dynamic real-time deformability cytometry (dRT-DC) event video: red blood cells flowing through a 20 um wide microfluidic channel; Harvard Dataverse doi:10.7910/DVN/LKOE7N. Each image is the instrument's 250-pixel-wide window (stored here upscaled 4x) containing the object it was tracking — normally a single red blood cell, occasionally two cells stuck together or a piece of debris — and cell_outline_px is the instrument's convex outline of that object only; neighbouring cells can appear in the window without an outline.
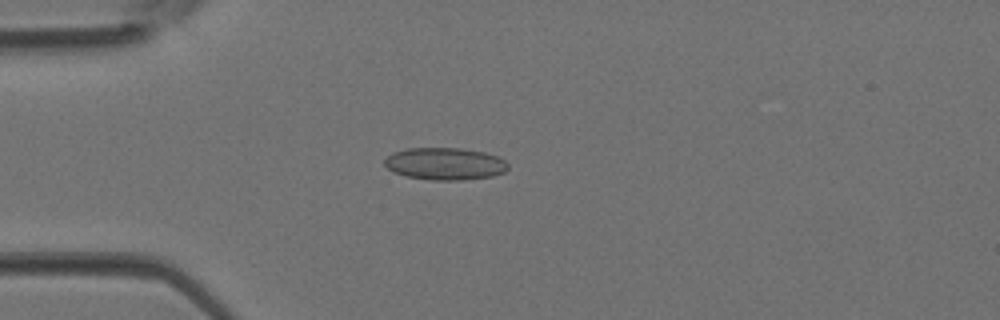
{"species": "Egyptian fruit bat (a non-hibernating species)", "species_latin": "Rousettus aegyptiacus", "temperature_condition": "room temperature", "stored_images_in_passage": 3, "camera_frame_rate_fps": 3000, "um_per_image_px": 0.085, "animal": {"sex": "female"}, "frame": {"image": 1, "passage_image": 3, "time_ms": 0.667, "image_size_px": [1000, 320], "cell_outline_px": [[508, 168], [504, 172], [492, 176], [464, 180], [432, 180], [408, 176], [392, 172], [384, 164], [384, 160], [392, 152], [408, 148], [460, 148], [484, 152], [496, 156], [504, 160], [508, 164]], "centroid_in_image_um": [37.81, 13.92], "position_along_channel_um": 47.2, "area_um2": 23.18}}